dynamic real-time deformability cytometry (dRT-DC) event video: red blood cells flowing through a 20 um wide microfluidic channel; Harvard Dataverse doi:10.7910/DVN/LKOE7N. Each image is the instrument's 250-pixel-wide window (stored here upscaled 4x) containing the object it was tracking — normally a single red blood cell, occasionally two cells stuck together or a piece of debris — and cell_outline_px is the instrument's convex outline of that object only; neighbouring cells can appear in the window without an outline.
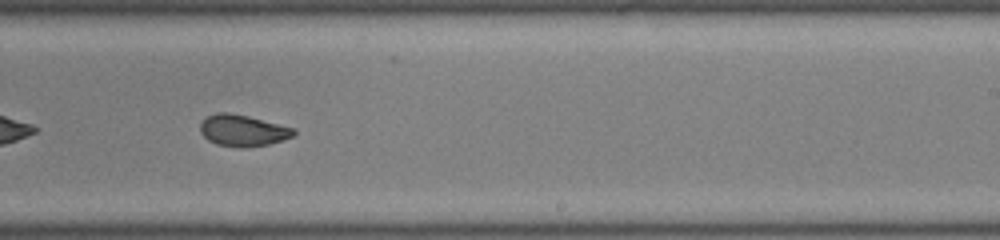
{"species": "common noctule bat (a hibernating species)", "species_latin": "Nyctalus noctula", "temperature_condition": "room temperature", "stored_images_in_passage": 35, "camera_frame_rate_fps": 3000, "um_per_image_px": 0.085, "animal": {"sex": "male", "body_mass_g": 19.0, "forearm_length_mm": 50.8}, "frame": {"image": 1, "passage_image": 16, "time_ms": 5.0, "image_size_px": [1000, 240], "cell_outline_px": [[296, 132], [292, 136], [284, 140], [268, 144], [248, 148], [236, 148], [216, 144], [208, 140], [200, 132], [200, 124], [208, 116], [216, 112], [228, 112], [248, 116], [296, 128]], "centroid_in_image_um": [20.65, 11.1], "position_along_channel_um": 268.4, "area_um2": 17.34}, "authors_computed_cell_mechanics": {"area_um2": 17.918, "velocity_mm_per_s": 4.2974, "shape_relaxation_time_tau1_ms": 5.9543, "shape_relaxation_time_tau2_ms": 2.2286, "deformation_change_tau1": 0.1539, "deformation_change_tau2": 0.0606}}